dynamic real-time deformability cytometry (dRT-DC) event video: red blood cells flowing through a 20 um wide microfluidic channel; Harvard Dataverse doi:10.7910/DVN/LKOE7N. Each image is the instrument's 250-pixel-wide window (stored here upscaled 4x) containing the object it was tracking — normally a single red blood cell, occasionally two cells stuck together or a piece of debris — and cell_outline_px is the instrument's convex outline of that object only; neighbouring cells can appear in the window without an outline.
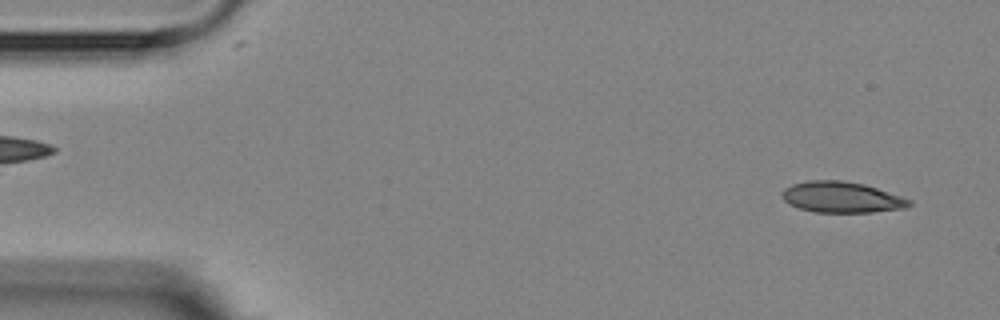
{"species": "Egyptian fruit bat (a non-hibernating species)", "species_latin": "Rousettus aegyptiacus", "temperature_condition": "room temperature", "stored_images_in_passage": 5, "segment_of_instrument_passage": [2, 2], "camera_frame_rate_fps": 3000, "um_per_image_px": 0.085, "animal": {"sex": "female"}, "frame": {"image": 1, "passage_image": 5, "time_ms": 5.667, "image_size_px": [1000, 320], "cell_outline_px": [[912, 204], [908, 208], [872, 212], [816, 212], [800, 208], [784, 200], [780, 196], [780, 192], [784, 188], [792, 184], [808, 180], [840, 180], [864, 184], [912, 200]], "centroid_in_image_um": [71.53, 16.76], "position_along_channel_um": 13.5, "area_um2": 22.89}}